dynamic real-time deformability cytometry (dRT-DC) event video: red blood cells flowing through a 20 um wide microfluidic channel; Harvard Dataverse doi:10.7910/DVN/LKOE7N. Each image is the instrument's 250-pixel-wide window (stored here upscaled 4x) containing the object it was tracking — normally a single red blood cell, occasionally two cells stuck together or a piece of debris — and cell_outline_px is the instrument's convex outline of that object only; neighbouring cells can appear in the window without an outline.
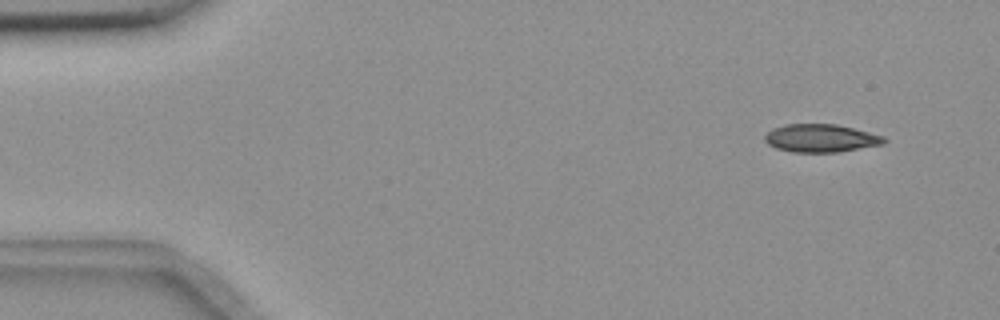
{"species": "common noctule bat (a hibernating species)", "species_latin": "Nyctalus noctula", "temperature_condition": "room temperature", "stored_images_in_passage": 4, "camera_frame_rate_fps": 3000, "um_per_image_px": 0.085, "animal": {"sex": "female", "body_mass_g": 18.4}, "frame": {"image": 1, "passage_image": 1, "time_ms": 0.0, "image_size_px": [1000, 320], "cell_outline_px": [[888, 140], [884, 144], [836, 152], [792, 152], [776, 148], [768, 144], [764, 140], [764, 136], [768, 132], [784, 124], [836, 124], [884, 136]], "centroid_in_image_um": [69.77, 11.75], "position_along_channel_um": 15.2, "area_um2": 19.31}}
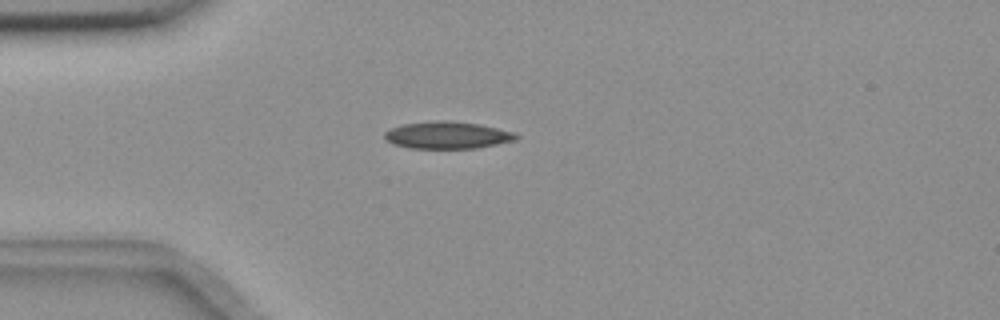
{"frame": {"image": 2, "passage_image": 4, "time_ms": 1.0, "image_size_px": [1000, 320], "cell_outline_px": [[520, 136], [516, 140], [480, 148], [408, 148], [392, 144], [384, 140], [384, 132], [392, 128], [404, 124], [432, 120], [448, 120], [480, 124], [516, 132]], "centroid_in_image_um": [38.04, 11.49], "position_along_channel_um": 47.0, "area_um2": 21.15}}